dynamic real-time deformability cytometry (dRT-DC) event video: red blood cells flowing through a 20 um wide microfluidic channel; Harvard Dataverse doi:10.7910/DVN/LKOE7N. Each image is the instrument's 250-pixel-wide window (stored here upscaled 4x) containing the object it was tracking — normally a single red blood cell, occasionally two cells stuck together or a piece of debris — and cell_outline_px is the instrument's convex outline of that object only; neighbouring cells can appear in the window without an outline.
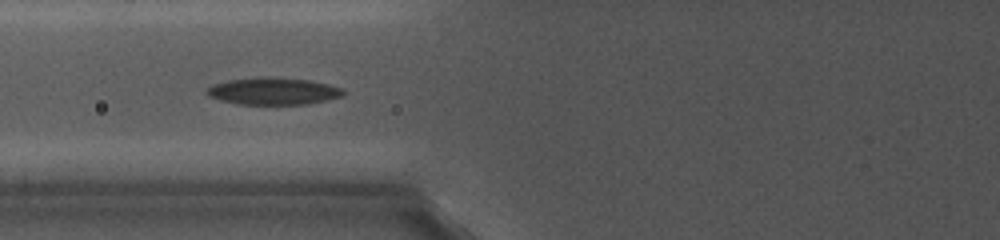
{"species": "common noctule bat (a hibernating species)", "species_latin": "Nyctalus noctula", "temperature_condition": "cold", "stored_images_in_passage": 13, "camera_frame_rate_fps": 5000, "um_per_image_px": 0.085, "animal": {"sex": "female", "body_mass_g": 19.0, "forearm_length_mm": 56.7}, "frame": {"image": 1, "passage_image": 6, "time_ms": 2.0, "image_size_px": [1000, 240], "cell_outline_px": [[344, 96], [328, 100], [308, 104], [236, 104], [220, 100], [208, 96], [204, 92], [212, 84], [228, 80], [260, 76], [276, 76], [312, 80], [344, 88]], "centroid_in_image_um": [23.24, 7.73], "position_along_channel_um": 102.6, "area_um2": 22.08}}